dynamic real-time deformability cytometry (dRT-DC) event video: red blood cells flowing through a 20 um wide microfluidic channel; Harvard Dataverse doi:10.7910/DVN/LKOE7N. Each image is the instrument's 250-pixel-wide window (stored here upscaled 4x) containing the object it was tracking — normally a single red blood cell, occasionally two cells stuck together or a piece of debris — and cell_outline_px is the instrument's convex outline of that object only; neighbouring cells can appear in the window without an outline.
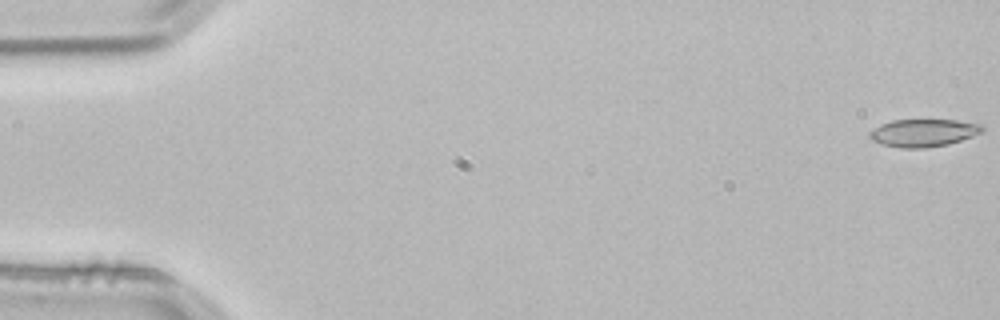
{"species": "common noctule bat (a hibernating species)", "species_latin": "Nyctalus noctula", "temperature_condition": "room temperature", "stored_images_in_passage": 4, "camera_frame_rate_fps": 3000, "um_per_image_px": 0.085, "animal": {"sex": "male", "body_mass_g": 21.5, "forearm_length_mm": 52.0}, "frame": {"image": 1, "passage_image": 1, "time_ms": 0.0, "image_size_px": [1000, 320], "cell_outline_px": [[984, 132], [948, 144], [924, 148], [900, 148], [880, 144], [872, 140], [868, 136], [868, 132], [872, 128], [880, 124], [892, 120], [956, 120], [984, 124]], "centroid_in_image_um": [78.47, 11.29], "position_along_channel_um": 6.5, "area_um2": 18.38}}
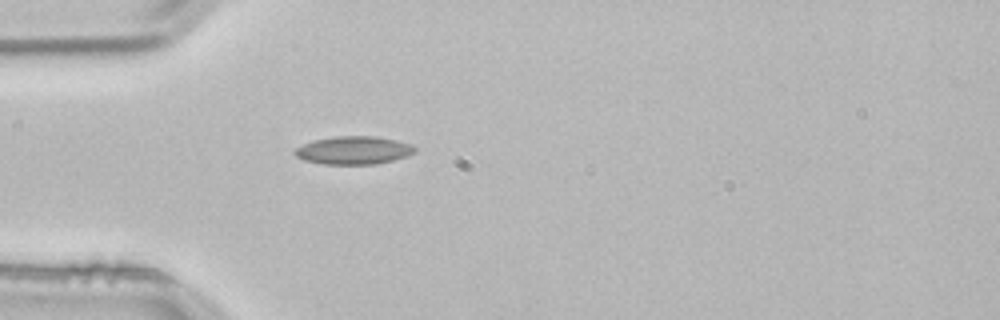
{"frame": {"image": 2, "passage_image": 4, "time_ms": 1.0, "image_size_px": [1000, 320], "cell_outline_px": [[416, 152], [408, 156], [376, 164], [324, 164], [304, 160], [296, 156], [292, 152], [296, 148], [304, 144], [316, 140], [336, 136], [376, 136], [396, 140], [412, 144], [416, 148]], "centroid_in_image_um": [30.09, 12.77], "position_along_channel_um": 54.9, "area_um2": 19.59}}